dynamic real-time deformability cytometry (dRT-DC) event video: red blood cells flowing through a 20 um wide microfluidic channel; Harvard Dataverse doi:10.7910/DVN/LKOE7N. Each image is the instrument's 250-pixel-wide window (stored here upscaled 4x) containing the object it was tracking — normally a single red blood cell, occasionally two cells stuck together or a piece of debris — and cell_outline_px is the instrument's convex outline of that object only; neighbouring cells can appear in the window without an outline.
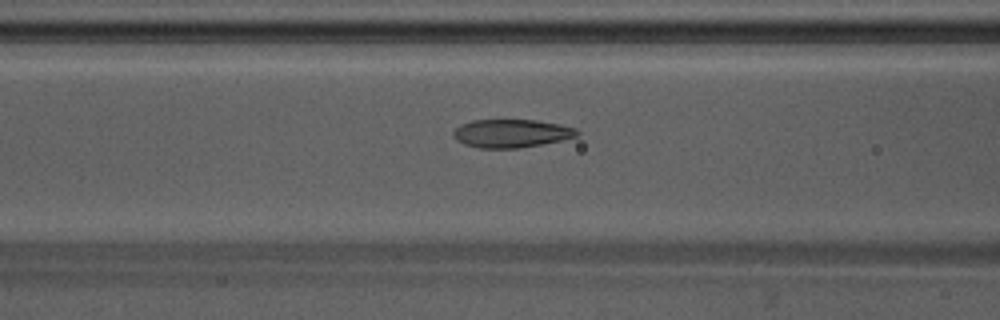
{"species": "Egyptian fruit bat (a non-hibernating species)", "species_latin": "Rousettus aegyptiacus", "temperature_condition": "warm", "stored_images_in_passage": 54, "camera_frame_rate_fps": 3000, "um_per_image_px": 0.085, "animal": {"sex": "male"}, "frame": {"image": 1, "passage_image": 21, "time_ms": 6.667, "image_size_px": [1000, 320], "cell_outline_px": [[580, 132], [576, 136], [560, 140], [520, 148], [480, 148], [464, 144], [456, 140], [452, 136], [452, 132], [460, 124], [472, 120], [536, 120], [560, 124], [576, 128]], "centroid_in_image_um": [43.43, 11.33], "position_along_channel_um": 123.2, "area_um2": 20.35}}
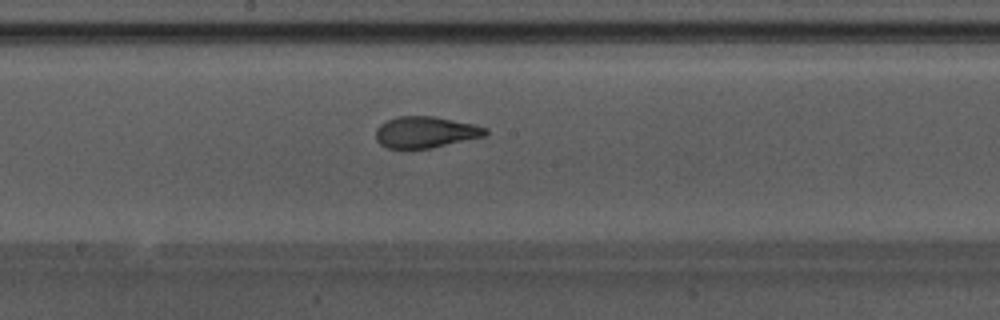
{"frame": {"image": 2, "passage_image": 28, "time_ms": 9.0, "image_size_px": [1000, 320], "cell_outline_px": [[488, 132], [484, 136], [432, 148], [388, 148], [380, 144], [376, 140], [376, 128], [380, 124], [388, 120], [400, 116], [432, 116], [472, 124], [488, 128]], "centroid_in_image_um": [36.15, 11.24], "position_along_channel_um": 212.0, "area_um2": 19.83}}
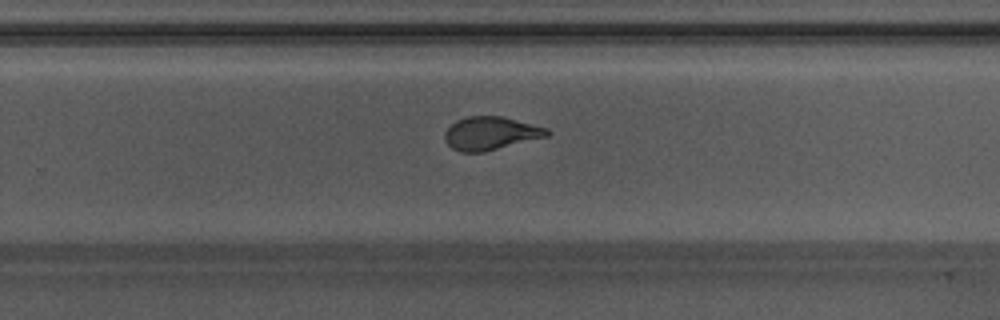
{"frame": {"image": 3, "passage_image": 34, "time_ms": 11.0, "image_size_px": [1000, 320], "cell_outline_px": [[552, 132], [548, 136], [484, 152], [460, 152], [452, 148], [444, 140], [444, 132], [456, 120], [468, 116], [500, 116], [548, 128]], "centroid_in_image_um": [41.7, 11.34], "position_along_channel_um": 288.1, "area_um2": 19.77}, "authors_computed_cell_mechanics": {"area_um2": 20.9236, "velocity_mm_per_s": 3.8168, "shape_relaxation_time_tau1_ms": 7.3562, "shape_relaxation_time_tau2_ms": 1.5046, "deformation_change_tau1": 0.2438, "deformation_change_tau2": 0.0554}}